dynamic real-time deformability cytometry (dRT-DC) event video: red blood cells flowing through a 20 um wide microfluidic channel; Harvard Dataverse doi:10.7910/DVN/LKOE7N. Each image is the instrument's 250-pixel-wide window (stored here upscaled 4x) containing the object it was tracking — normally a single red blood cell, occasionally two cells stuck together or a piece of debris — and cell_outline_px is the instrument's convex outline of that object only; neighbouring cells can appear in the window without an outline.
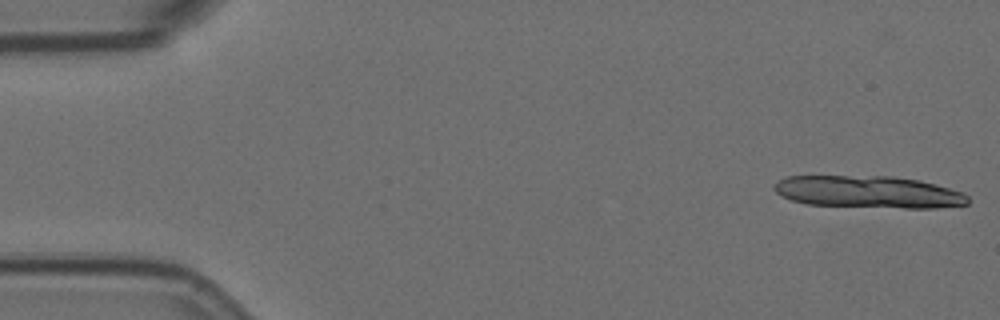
{"species": "Egyptian fruit bat (a non-hibernating species)", "species_latin": "Rousettus aegyptiacus", "temperature_condition": "room temperature", "stored_images_in_passage": 12, "camera_frame_rate_fps": 3000, "um_per_image_px": 0.085, "animal": {"sex": "female"}, "frame": {"image": 1, "passage_image": 1, "time_ms": 0.0, "image_size_px": [1000, 320], "cell_outline_px": [[968, 204], [936, 208], [904, 208], [808, 204], [792, 200], [780, 196], [776, 192], [776, 184], [780, 180], [788, 176], [892, 176], [920, 180], [936, 184], [964, 192], [968, 196]], "centroid_in_image_um": [73.88, 16.31], "position_along_channel_um": 11.1, "area_um2": 36.24}}